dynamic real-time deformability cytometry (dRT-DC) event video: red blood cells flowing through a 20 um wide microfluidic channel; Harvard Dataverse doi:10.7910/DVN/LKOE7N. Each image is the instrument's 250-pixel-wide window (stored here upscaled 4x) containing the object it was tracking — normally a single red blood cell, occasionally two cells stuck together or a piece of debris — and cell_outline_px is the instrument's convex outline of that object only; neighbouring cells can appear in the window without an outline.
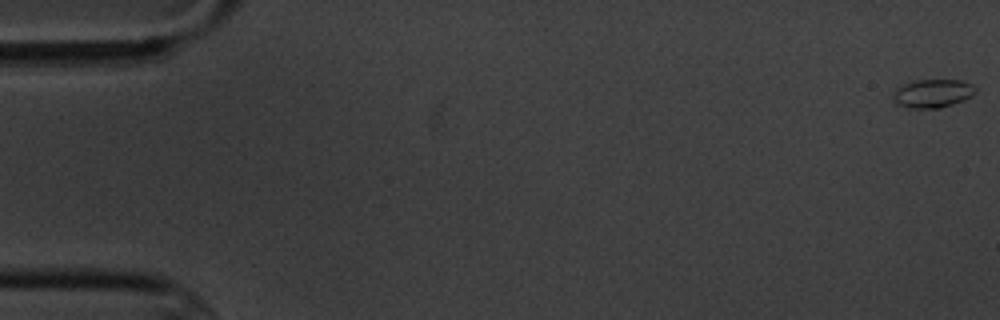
{"species": "common noctule bat (a hibernating species)", "species_latin": "Nyctalus noctula", "temperature_condition": "cold", "stored_images_in_passage": 6, "camera_frame_rate_fps": 3000, "um_per_image_px": 0.085, "animal": {"sex": "male", "body_mass_g": 20.1, "forearm_length_mm": 53.5}, "frame": {"image": 1, "passage_image": 1, "time_ms": 0.0, "image_size_px": [1000, 320], "cell_outline_px": [[976, 92], [972, 96], [964, 100], [940, 108], [908, 108], [896, 104], [892, 96], [892, 92], [896, 88], [904, 84], [916, 80], [960, 80], [972, 84], [976, 88]], "centroid_in_image_um": [79.26, 7.94], "position_along_channel_um": 5.7, "area_um2": 13.76}}
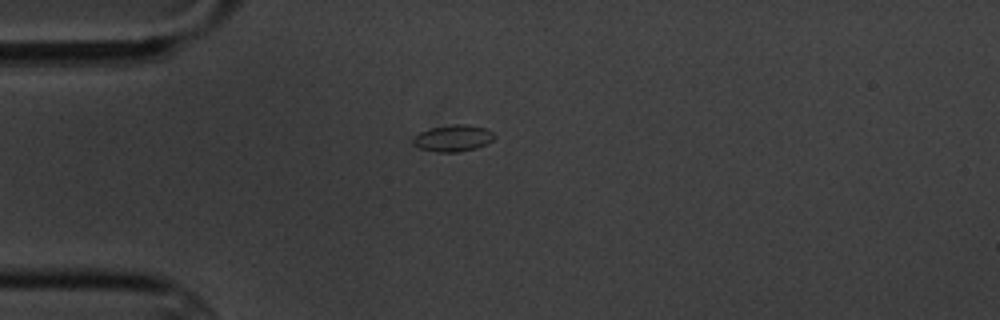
{"frame": {"image": 2, "passage_image": 5, "time_ms": 5.0, "image_size_px": [1000, 320], "cell_outline_px": [[496, 136], [488, 144], [476, 148], [456, 152], [436, 152], [420, 148], [412, 144], [412, 136], [420, 132], [432, 128], [452, 124], [464, 124], [488, 128]], "centroid_in_image_um": [38.51, 11.74], "position_along_channel_um": 46.5, "area_um2": 12.72}}